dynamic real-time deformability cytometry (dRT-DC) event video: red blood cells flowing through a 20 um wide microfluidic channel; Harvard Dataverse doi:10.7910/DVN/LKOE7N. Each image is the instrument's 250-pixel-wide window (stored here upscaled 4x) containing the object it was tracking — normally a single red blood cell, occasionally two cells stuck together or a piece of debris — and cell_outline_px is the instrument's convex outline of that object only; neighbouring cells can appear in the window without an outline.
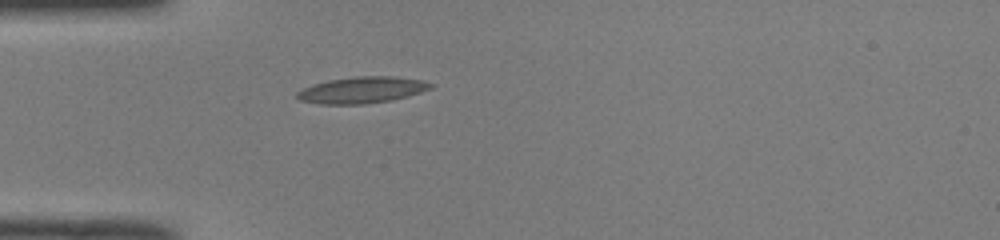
{"species": "common noctule bat (a hibernating species)", "species_latin": "Nyctalus noctula", "temperature_condition": "room temperature", "stored_images_in_passage": 37, "camera_frame_rate_fps": 3000, "um_per_image_px": 0.085, "animal": {"sex": "male", "body_mass_g": 19.0, "forearm_length_mm": 50.8}, "frame": {"image": 1, "passage_image": 1, "time_ms": 0.0, "image_size_px": [1000, 240], "cell_outline_px": [[436, 84], [432, 88], [408, 96], [392, 100], [364, 104], [320, 104], [300, 100], [296, 96], [296, 92], [312, 84], [328, 80], [356, 76], [392, 76], [424, 80]], "centroid_in_image_um": [30.8, 7.64], "position_along_channel_um": 54.2, "area_um2": 20.69}}
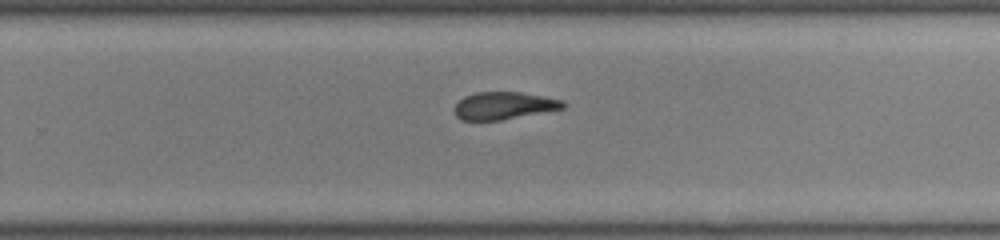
{"frame": {"image": 2, "passage_image": 19, "time_ms": 6.0, "image_size_px": [1000, 240], "cell_outline_px": [[568, 104], [564, 108], [500, 120], [460, 120], [456, 116], [452, 108], [464, 96], [476, 92], [520, 92], [544, 96], [564, 100]], "centroid_in_image_um": [42.82, 8.97], "position_along_channel_um": 287.0, "area_um2": 17.46}}
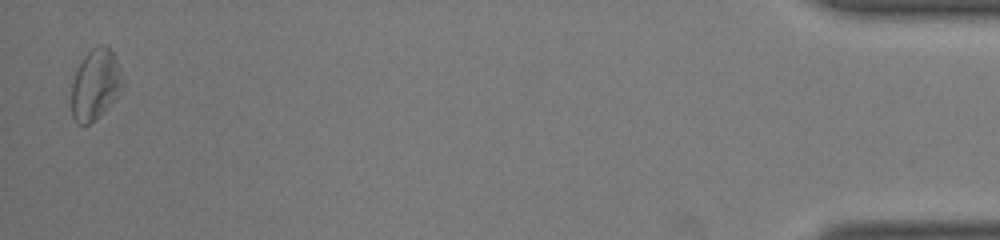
{"frame": {"image": 3, "passage_image": 36, "time_ms": 11.667, "image_size_px": [1000, 240], "cell_outline_px": [[124, 84], [116, 100], [112, 104], [88, 124], [80, 124], [72, 116], [72, 84], [76, 72], [84, 56], [92, 48], [104, 44], [112, 52], [124, 76]], "centroid_in_image_um": [8.14, 7.18], "position_along_channel_um": 427.1, "area_um2": 20.87}, "authors_computed_cell_mechanics": {"area_um2": 18.785, "velocity_mm_per_s": 4.0131, "shape_relaxation_time_tau1_ms": null, "shape_relaxation_time_tau2_ms": 4.5693, "deformation_change_tau1": null, "deformation_change_tau2": 0.1298}}